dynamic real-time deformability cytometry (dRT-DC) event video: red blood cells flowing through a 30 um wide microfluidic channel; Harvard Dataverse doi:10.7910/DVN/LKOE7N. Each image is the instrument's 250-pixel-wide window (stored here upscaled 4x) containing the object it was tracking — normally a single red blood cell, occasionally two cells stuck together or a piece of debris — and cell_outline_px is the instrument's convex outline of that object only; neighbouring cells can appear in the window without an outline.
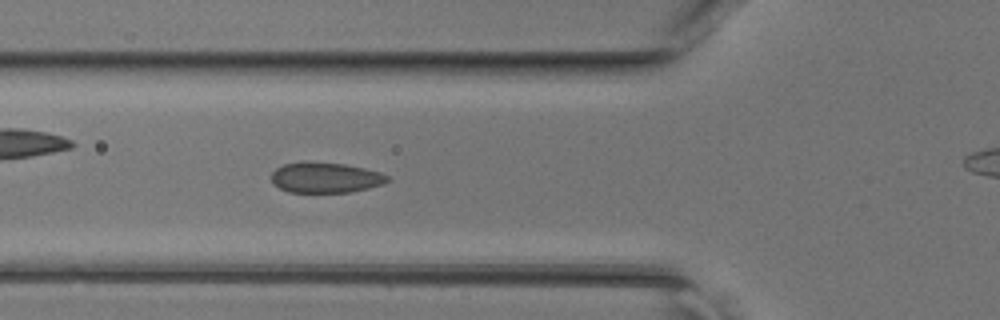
{"species": "common noctule bat (a hibernating species)", "species_latin": "Nyctalus noctula", "temperature_condition": "room temperature", "stored_images_in_passage": 47, "camera_frame_rate_fps": 3000, "um_per_image_px": 0.085, "animal": {"sex": "female", "body_mass_g": 17.0, "forearm_length_mm": 48.0}, "frame": {"image": 1, "passage_image": 17, "time_ms": 5.333, "image_size_px": [1000, 320], "cell_outline_px": [[392, 180], [384, 184], [368, 188], [348, 192], [288, 192], [272, 184], [272, 172], [276, 168], [284, 164], [304, 160], [308, 160], [344, 164], [364, 168], [380, 172], [388, 176]], "centroid_in_image_um": [27.65, 15.08], "position_along_channel_um": 98.1, "area_um2": 20.92}}
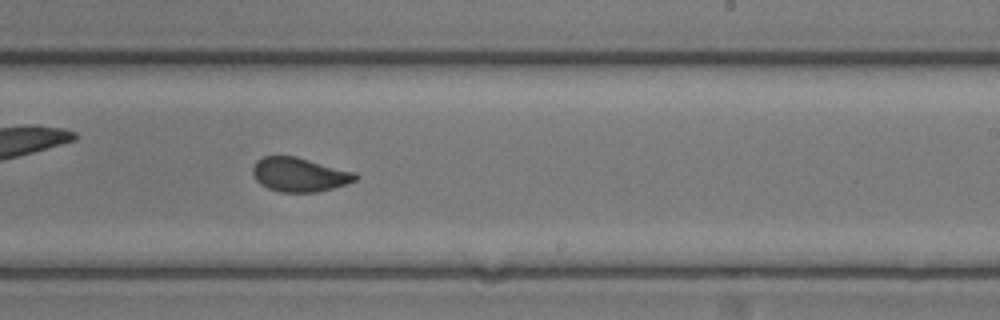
{"frame": {"image": 2, "passage_image": 28, "time_ms": 9.0, "image_size_px": [1000, 320], "cell_outline_px": [[360, 176], [356, 180], [332, 188], [316, 192], [280, 192], [268, 188], [260, 184], [256, 180], [252, 172], [252, 168], [256, 160], [264, 156], [296, 156], [356, 172]], "centroid_in_image_um": [25.44, 14.83], "position_along_channel_um": 263.6, "area_um2": 20.46}}
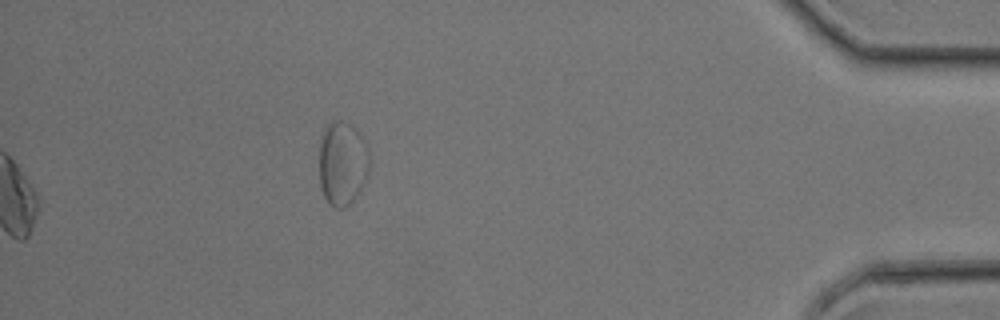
{"frame": {"image": 3, "passage_image": 47, "time_ms": 15.333, "image_size_px": [1000, 320], "cell_outline_px": [[372, 164], [368, 176], [364, 184], [356, 196], [344, 208], [336, 208], [328, 204], [320, 188], [320, 136], [324, 128], [332, 120], [340, 120], [348, 124], [368, 144]], "centroid_in_image_um": [29.13, 13.9], "position_along_channel_um": 406.1, "area_um2": 25.09}}